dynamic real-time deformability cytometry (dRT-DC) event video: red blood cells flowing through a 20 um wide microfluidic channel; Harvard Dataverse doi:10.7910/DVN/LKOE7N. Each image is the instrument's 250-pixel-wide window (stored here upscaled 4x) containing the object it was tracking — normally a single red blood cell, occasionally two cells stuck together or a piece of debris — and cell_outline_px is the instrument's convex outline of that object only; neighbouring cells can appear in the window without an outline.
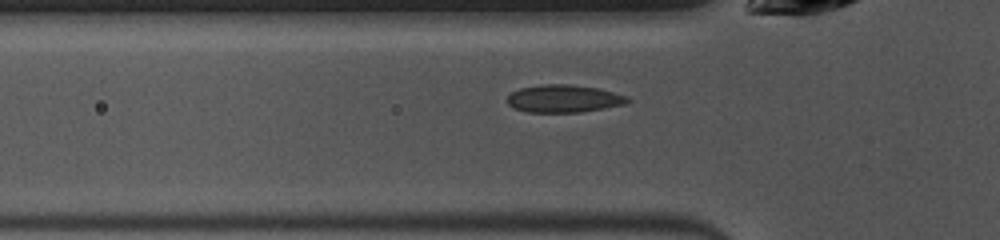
{"species": "common noctule bat (a hibernating species)", "species_latin": "Nyctalus noctula", "temperature_condition": "warm", "stored_images_in_passage": 36, "camera_frame_rate_fps": 3000, "um_per_image_px": 0.085, "animal": {"sex": "female", "body_mass_g": 10.0, "forearm_length_mm": 53.1}, "frame": {"image": 1, "passage_image": 4, "time_ms": 1.0, "image_size_px": [1000, 240], "cell_outline_px": [[632, 100], [624, 104], [604, 108], [580, 112], [528, 112], [512, 108], [508, 104], [508, 96], [512, 92], [520, 88], [544, 84], [568, 84], [596, 88], [628, 96]], "centroid_in_image_um": [47.91, 8.39], "position_along_channel_um": 77.9, "area_um2": 19.25}}
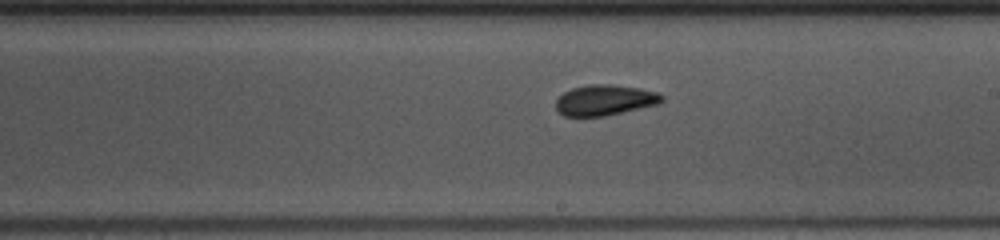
{"frame": {"image": 2, "passage_image": 16, "time_ms": 5.0, "image_size_px": [1000, 240], "cell_outline_px": [[664, 100], [656, 104], [604, 116], [564, 116], [556, 108], [556, 100], [564, 92], [572, 88], [588, 84], [608, 84], [640, 88], [656, 92], [664, 96]], "centroid_in_image_um": [51.39, 8.5], "position_along_channel_um": 237.6, "area_um2": 18.67}}
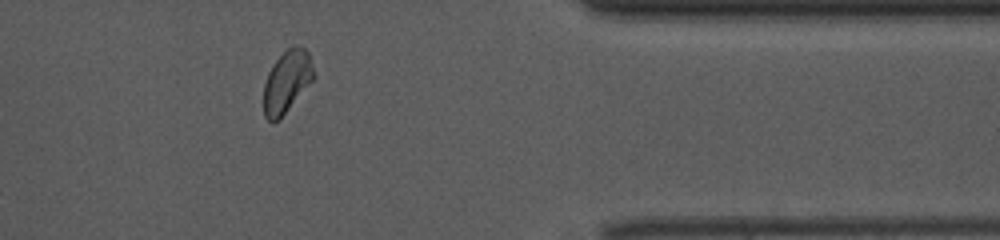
{"frame": {"image": 3, "passage_image": 29, "time_ms": 9.333, "image_size_px": [1000, 240], "cell_outline_px": [[316, 76], [280, 120], [272, 124], [264, 116], [264, 84], [268, 72], [272, 64], [292, 44], [304, 48], [308, 52], [316, 72]], "centroid_in_image_um": [24.39, 6.95], "position_along_channel_um": 387.0, "area_um2": 18.44}, "authors_computed_cell_mechanics": {"area_um2": 18.7561, "velocity_mm_per_s": 3.9672, "shape_relaxation_time_tau1_ms": 2.7038, "shape_relaxation_time_tau2_ms": 1.3391, "deformation_change_tau1": 0.0708, "deformation_change_tau2": 0.0404}}